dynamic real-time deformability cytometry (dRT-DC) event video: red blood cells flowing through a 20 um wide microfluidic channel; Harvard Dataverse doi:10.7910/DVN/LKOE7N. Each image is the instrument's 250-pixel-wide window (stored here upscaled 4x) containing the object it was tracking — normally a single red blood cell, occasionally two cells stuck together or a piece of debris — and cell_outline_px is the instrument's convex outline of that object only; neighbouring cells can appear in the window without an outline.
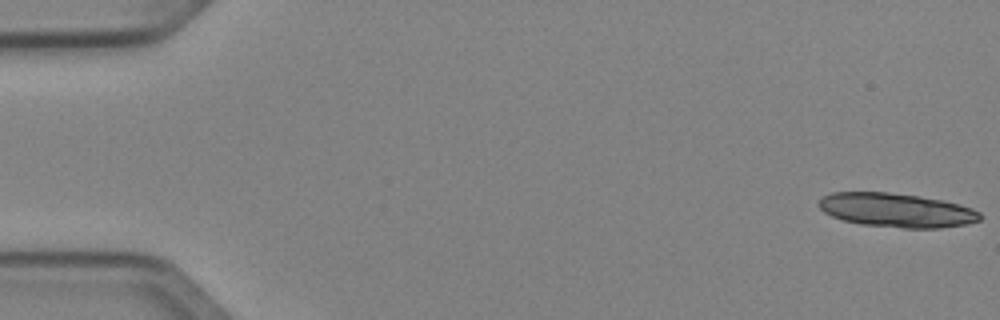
{"species": "Egyptian fruit bat (a non-hibernating species)", "species_latin": "Rousettus aegyptiacus", "temperature_condition": "cold", "stored_images_in_passage": 15, "camera_frame_rate_fps": 3000, "um_per_image_px": 0.085, "animal": {"sex": "female"}, "frame": {"image": 1, "passage_image": 1, "time_ms": 0.0, "image_size_px": [1000, 320], "cell_outline_px": [[984, 216], [980, 220], [964, 224], [936, 228], [904, 228], [860, 224], [844, 220], [832, 216], [824, 212], [816, 204], [824, 196], [832, 192], [888, 192], [944, 200], [972, 208], [980, 212]], "centroid_in_image_um": [76.2, 17.86], "position_along_channel_um": 8.8, "area_um2": 31.85}}